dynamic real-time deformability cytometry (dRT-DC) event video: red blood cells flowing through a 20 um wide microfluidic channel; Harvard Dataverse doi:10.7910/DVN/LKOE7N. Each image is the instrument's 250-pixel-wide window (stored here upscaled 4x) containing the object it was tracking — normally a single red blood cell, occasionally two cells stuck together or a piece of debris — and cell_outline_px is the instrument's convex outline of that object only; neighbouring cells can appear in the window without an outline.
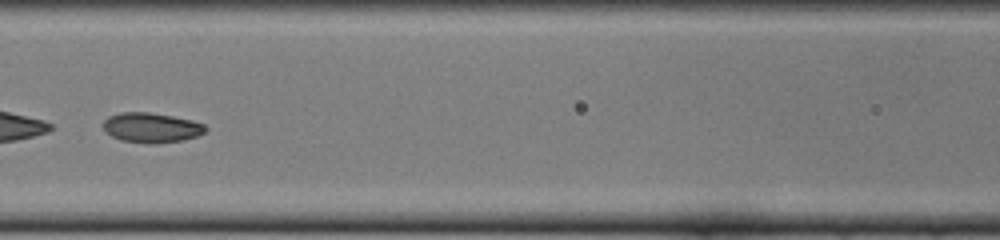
{"species": "common noctule bat (a hibernating species)", "species_latin": "Nyctalus noctula", "temperature_condition": "cold", "stored_images_in_passage": 51, "camera_frame_rate_fps": 3000, "um_per_image_px": 0.085, "animal": {"sex": "female", "body_mass_g": 22.0, "forearm_length_mm": 56.7}, "frame": {"image": 1, "passage_image": 23, "time_ms": 7.333, "image_size_px": [1000, 240], "cell_outline_px": [[208, 128], [204, 132], [196, 136], [184, 140], [156, 144], [148, 144], [120, 140], [112, 136], [104, 128], [104, 120], [108, 116], [120, 112], [148, 112], [172, 116], [192, 120], [204, 124]], "centroid_in_image_um": [12.88, 10.85], "position_along_channel_um": 153.7, "area_um2": 17.86}}
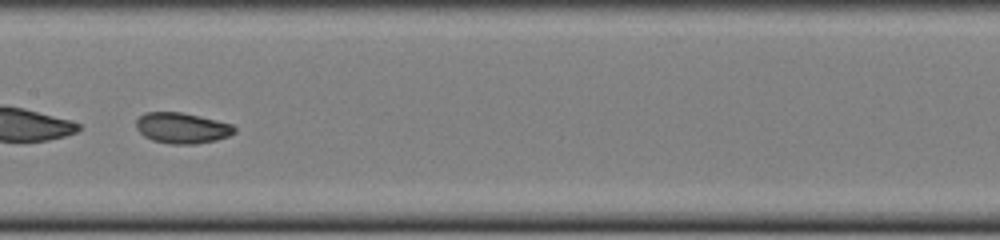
{"frame": {"image": 2, "passage_image": 26, "time_ms": 8.333, "image_size_px": [1000, 240], "cell_outline_px": [[236, 132], [228, 136], [216, 140], [196, 144], [172, 144], [152, 140], [144, 136], [136, 128], [136, 120], [144, 112], [180, 112], [200, 116], [232, 124], [236, 128]], "centroid_in_image_um": [15.47, 10.88], "position_along_channel_um": 191.9, "area_um2": 17.63}, "authors_computed_cell_mechanics": {"area_um2": 18.3804, "velocity_mm_per_s": 3.8413, "shape_relaxation_time_tau1_ms": 2.5384, "shape_relaxation_time_tau2_ms": 2.0167, "deformation_change_tau1": 0.1277, "deformation_change_tau2": 0.0657}}